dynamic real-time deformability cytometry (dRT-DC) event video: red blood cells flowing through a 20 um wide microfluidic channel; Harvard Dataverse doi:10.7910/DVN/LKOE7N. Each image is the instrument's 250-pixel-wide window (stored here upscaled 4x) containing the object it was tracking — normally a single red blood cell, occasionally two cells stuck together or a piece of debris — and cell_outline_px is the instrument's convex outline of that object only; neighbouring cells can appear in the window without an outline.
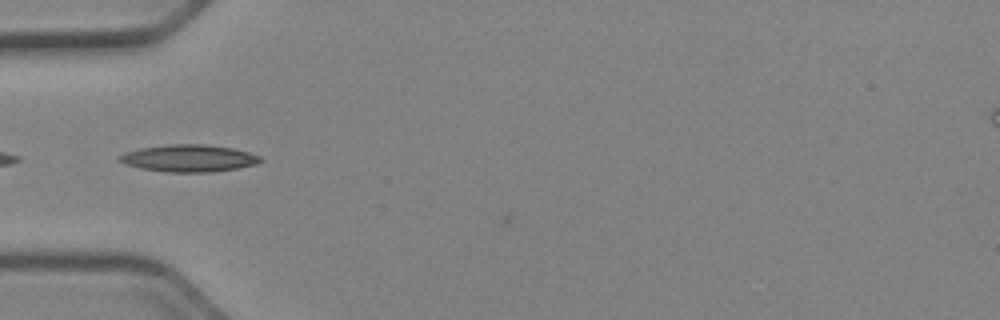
{"species": "Egyptian fruit bat (a non-hibernating species)", "species_latin": "Rousettus aegyptiacus", "temperature_condition": "cold", "stored_images_in_passage": 4, "camera_frame_rate_fps": 3000, "um_per_image_px": 0.085, "animal": {"sex": "female"}, "frame": {"image": 1, "passage_image": 1, "time_ms": 0.0, "image_size_px": [1000, 320], "cell_outline_px": [[264, 160], [256, 164], [236, 168], [212, 172], [164, 172], [140, 168], [124, 164], [116, 160], [116, 156], [124, 152], [140, 148], [172, 144], [204, 144], [232, 148], [248, 152], [260, 156]], "centroid_in_image_um": [15.99, 13.45], "position_along_channel_um": 69.0, "area_um2": 22.43}}